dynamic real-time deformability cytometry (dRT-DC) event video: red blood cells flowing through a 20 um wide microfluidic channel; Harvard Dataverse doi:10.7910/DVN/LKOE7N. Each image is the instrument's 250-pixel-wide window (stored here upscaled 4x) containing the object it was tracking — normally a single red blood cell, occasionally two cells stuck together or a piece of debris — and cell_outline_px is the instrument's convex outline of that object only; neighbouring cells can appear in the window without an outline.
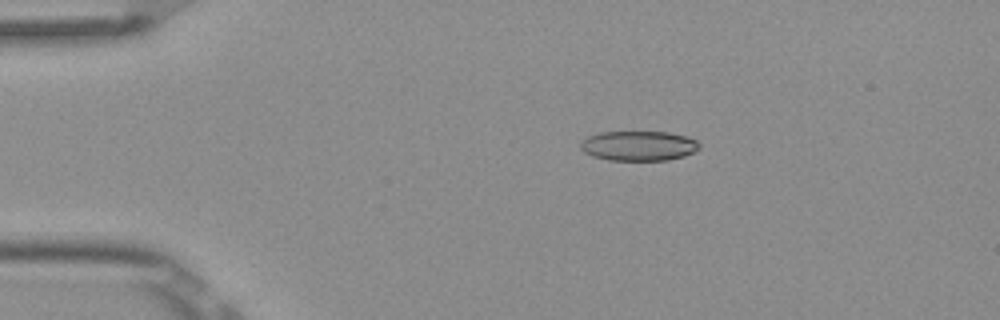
{"species": "Egyptian fruit bat (a non-hibernating species)", "species_latin": "Rousettus aegyptiacus", "temperature_condition": "room temperature", "stored_images_in_passage": 4, "camera_frame_rate_fps": 3000, "um_per_image_px": 0.085, "frame": {"image": 1, "passage_image": 3, "time_ms": 0.667, "image_size_px": [1000, 320], "cell_outline_px": [[700, 148], [684, 156], [668, 160], [608, 160], [592, 156], [584, 152], [580, 148], [580, 140], [588, 136], [600, 132], [668, 132], [688, 136], [696, 140], [700, 144]], "centroid_in_image_um": [54.27, 12.39], "position_along_channel_um": 30.7, "area_um2": 20.81}}